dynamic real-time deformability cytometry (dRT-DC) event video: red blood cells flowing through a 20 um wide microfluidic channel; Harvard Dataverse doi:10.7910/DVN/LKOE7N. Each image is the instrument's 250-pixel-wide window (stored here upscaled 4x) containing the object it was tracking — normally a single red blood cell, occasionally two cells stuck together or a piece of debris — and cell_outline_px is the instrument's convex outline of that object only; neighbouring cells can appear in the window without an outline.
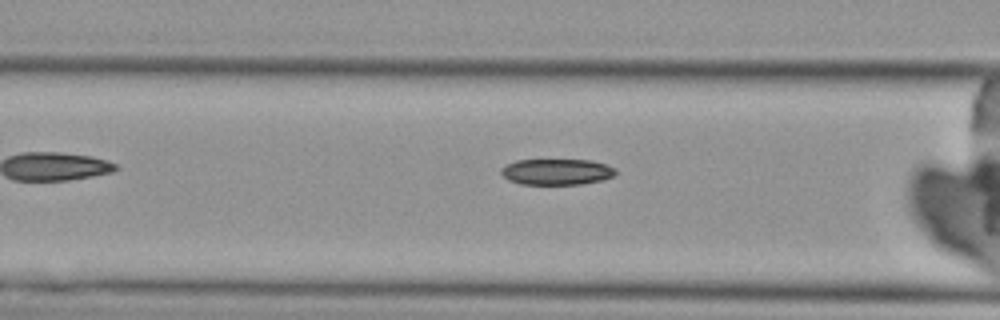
{"species": "Egyptian fruit bat (a non-hibernating species)", "species_latin": "Rousettus aegyptiacus", "temperature_condition": "cold", "stored_images_in_passage": 6, "camera_frame_rate_fps": 3000, "um_per_image_px": 0.085, "animal": {"sex": "female"}, "frame": {"image": 1, "passage_image": 5, "time_ms": 6.333, "image_size_px": [1000, 320], "cell_outline_px": [[616, 172], [612, 176], [604, 180], [584, 184], [520, 184], [508, 180], [500, 172], [500, 168], [516, 160], [592, 160], [608, 164], [616, 168]], "centroid_in_image_um": [47.35, 14.6], "position_along_channel_um": 119.3, "area_um2": 17.51}}